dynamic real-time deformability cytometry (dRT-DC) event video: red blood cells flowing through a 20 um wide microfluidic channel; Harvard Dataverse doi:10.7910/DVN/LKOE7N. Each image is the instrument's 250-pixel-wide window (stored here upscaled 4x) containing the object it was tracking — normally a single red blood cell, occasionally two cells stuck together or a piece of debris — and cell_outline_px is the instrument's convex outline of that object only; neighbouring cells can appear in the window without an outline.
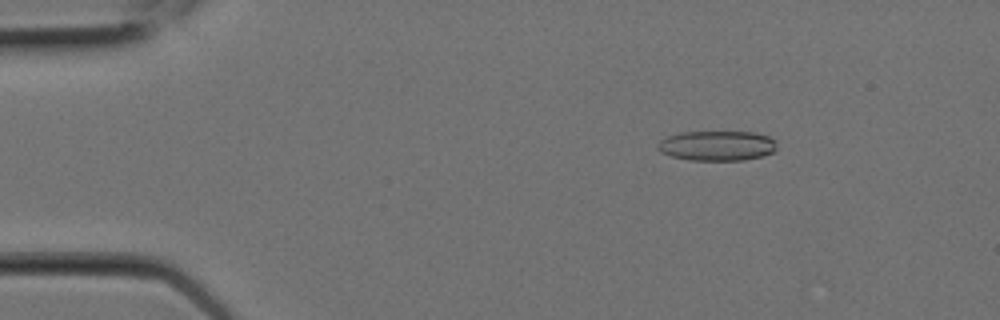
{"species": "Egyptian fruit bat (a non-hibernating species)", "species_latin": "Rousettus aegyptiacus", "temperature_condition": "room temperature", "stored_images_in_passage": 6, "camera_frame_rate_fps": 3000, "um_per_image_px": 0.085, "animal": {"sex": "female"}, "frame": {"image": 1, "passage_image": 3, "time_ms": 0.667, "image_size_px": [1000, 320], "cell_outline_px": [[776, 148], [772, 152], [764, 156], [744, 160], [688, 160], [672, 156], [660, 152], [656, 148], [656, 144], [660, 140], [668, 136], [680, 132], [752, 132], [768, 136], [776, 140]], "centroid_in_image_um": [60.93, 12.39], "position_along_channel_um": 24.1, "area_um2": 20.92}}